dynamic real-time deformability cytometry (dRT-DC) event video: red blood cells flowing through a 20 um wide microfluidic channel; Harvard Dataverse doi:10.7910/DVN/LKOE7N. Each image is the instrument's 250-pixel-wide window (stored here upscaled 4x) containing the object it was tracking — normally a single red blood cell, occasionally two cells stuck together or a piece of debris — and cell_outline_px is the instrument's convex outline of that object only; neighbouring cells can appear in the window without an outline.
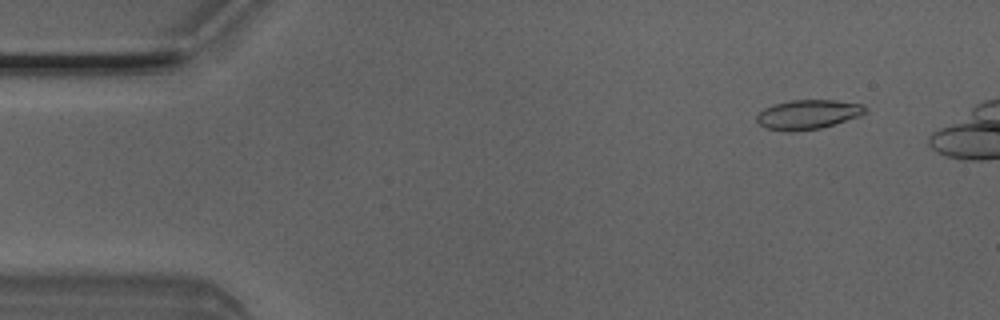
{"species": "Egyptian fruit bat (a non-hibernating species)", "species_latin": "Rousettus aegyptiacus", "temperature_condition": "room temperature", "stored_images_in_passage": 6, "camera_frame_rate_fps": 3000, "um_per_image_px": 0.085, "animal": {"sex": "male"}, "frame": {"image": 1, "passage_image": 2, "time_ms": 0.333, "image_size_px": [1000, 320], "cell_outline_px": [[868, 112], [860, 116], [820, 128], [792, 132], [788, 132], [764, 128], [756, 120], [756, 116], [764, 108], [772, 104], [788, 100], [836, 100], [864, 104], [868, 108]], "centroid_in_image_um": [68.68, 9.72], "position_along_channel_um": 16.3, "area_um2": 18.9}}